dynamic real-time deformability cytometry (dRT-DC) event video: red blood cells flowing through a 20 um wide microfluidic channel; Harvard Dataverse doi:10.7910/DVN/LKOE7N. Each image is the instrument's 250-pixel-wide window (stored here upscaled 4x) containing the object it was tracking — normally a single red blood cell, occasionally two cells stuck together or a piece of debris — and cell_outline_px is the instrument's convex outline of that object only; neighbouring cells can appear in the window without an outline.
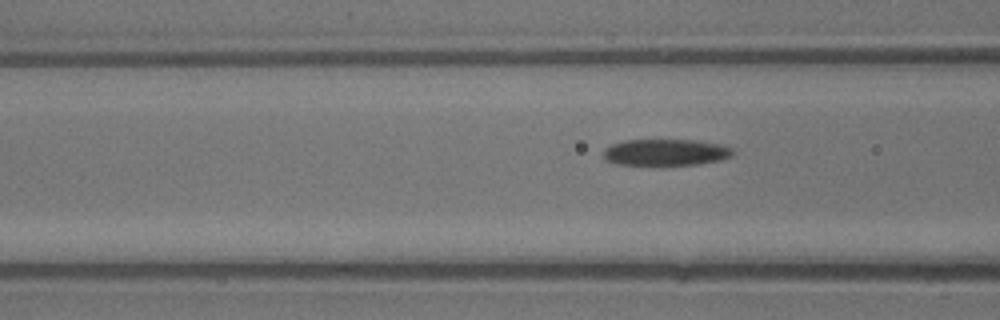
{"species": "common noctule bat (a hibernating species)", "species_latin": "Nyctalus noctula", "temperature_condition": "warm", "stored_images_in_passage": 3, "camera_frame_rate_fps": 3000, "um_per_image_px": 0.085, "animal": {"sex": "male", "body_mass_g": 13.3}, "frame": {"image": 1, "passage_image": 3, "time_ms": 0.667, "image_size_px": [1000, 320], "cell_outline_px": [[736, 152], [732, 156], [720, 160], [700, 164], [664, 168], [660, 168], [616, 164], [604, 160], [604, 148], [612, 144], [624, 140], [696, 140], [720, 144], [732, 148]], "centroid_in_image_um": [56.57, 13.0], "position_along_channel_um": 110.0, "area_um2": 21.21}}